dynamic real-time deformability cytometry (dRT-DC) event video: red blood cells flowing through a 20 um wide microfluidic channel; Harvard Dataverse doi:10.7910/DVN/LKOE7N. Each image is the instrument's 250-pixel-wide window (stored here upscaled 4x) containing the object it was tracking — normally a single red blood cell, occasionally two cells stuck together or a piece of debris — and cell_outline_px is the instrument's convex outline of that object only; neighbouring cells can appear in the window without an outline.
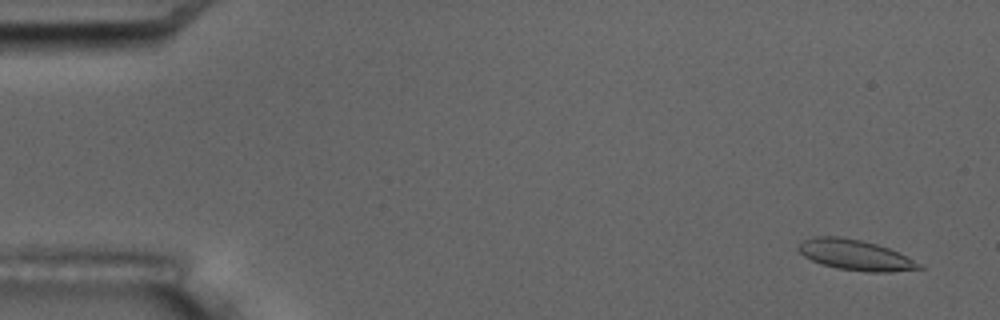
{"species": "common noctule bat (a hibernating species)", "species_latin": "Nyctalus noctula", "temperature_condition": "room temperature", "stored_images_in_passage": 9, "camera_frame_rate_fps": 3000, "um_per_image_px": 0.085, "animal": {"sex": "male", "body_mass_g": 17.5, "forearm_length_mm": 52.3}, "frame": {"image": 1, "passage_image": 1, "time_ms": 0.0, "image_size_px": [1000, 320], "cell_outline_px": [[924, 268], [892, 272], [868, 272], [836, 268], [812, 260], [804, 256], [796, 248], [804, 240], [812, 236], [844, 236], [876, 244], [888, 248], [924, 264]], "centroid_in_image_um": [72.72, 21.67], "position_along_channel_um": 12.3, "area_um2": 21.44}}
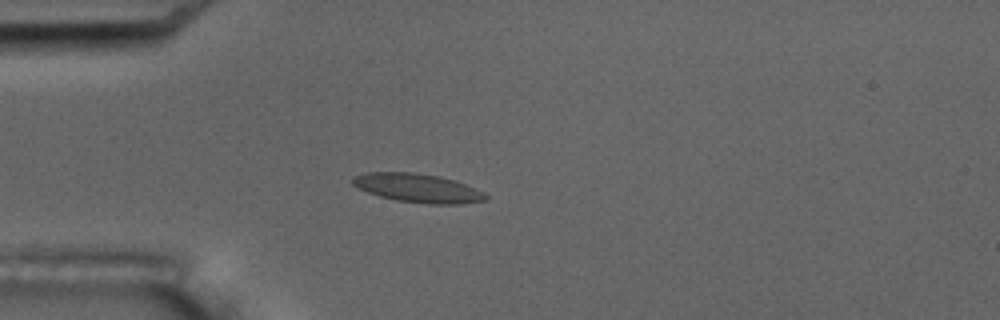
{"frame": {"image": 2, "passage_image": 4, "time_ms": 4.333, "image_size_px": [1000, 320], "cell_outline_px": [[488, 200], [460, 204], [428, 204], [396, 200], [380, 196], [368, 192], [352, 184], [352, 176], [364, 172], [412, 172], [440, 176], [476, 188], [484, 192], [488, 196]], "centroid_in_image_um": [35.52, 15.98], "position_along_channel_um": 49.5, "area_um2": 22.31}}
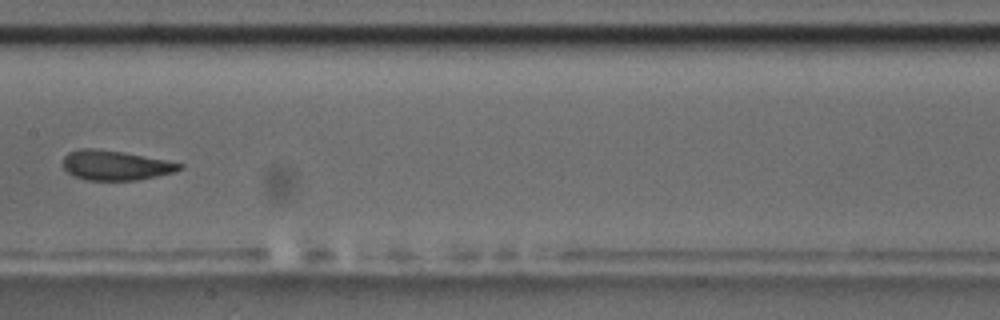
{"frame": {"image": 3, "passage_image": 8, "time_ms": 9.0, "image_size_px": [1000, 320], "cell_outline_px": [[184, 168], [176, 172], [136, 180], [84, 180], [72, 176], [64, 168], [64, 156], [68, 152], [80, 148], [92, 148], [124, 152], [184, 164]], "centroid_in_image_um": [9.81, 14.05], "position_along_channel_um": 197.6, "area_um2": 20.23}}